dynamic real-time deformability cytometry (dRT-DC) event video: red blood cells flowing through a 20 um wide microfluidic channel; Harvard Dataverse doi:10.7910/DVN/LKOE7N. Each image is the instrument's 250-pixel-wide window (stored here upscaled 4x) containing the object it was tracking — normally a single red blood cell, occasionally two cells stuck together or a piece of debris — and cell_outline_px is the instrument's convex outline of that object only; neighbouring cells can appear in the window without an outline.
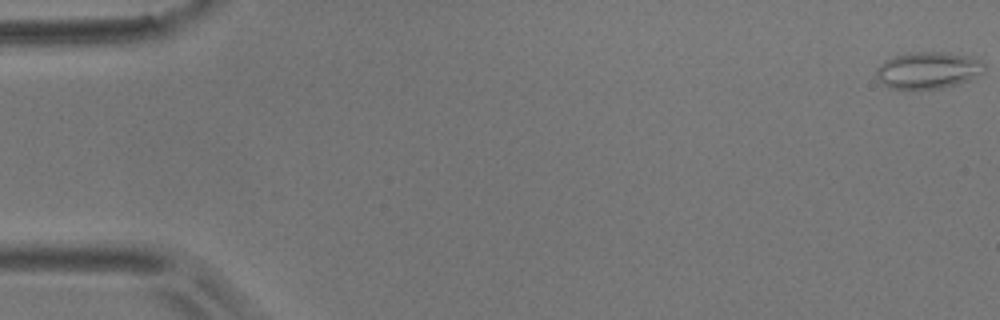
{"species": "common noctule bat (a hibernating species)", "species_latin": "Nyctalus noctula", "temperature_condition": "room temperature", "stored_images_in_passage": 12, "camera_frame_rate_fps": 3000, "um_per_image_px": 0.085, "animal": {"sex": "male", "body_mass_g": 17.9}, "frame": {"image": 1, "passage_image": 1, "time_ms": 0.0, "image_size_px": [1000, 320], "cell_outline_px": [[984, 68], [980, 72], [968, 80], [956, 84], [940, 88], [888, 88], [876, 76], [876, 68], [884, 60], [892, 56], [912, 52], [948, 52], [972, 56], [980, 60], [984, 64]], "centroid_in_image_um": [78.85, 5.94], "position_along_channel_um": 6.1, "area_um2": 22.95}}